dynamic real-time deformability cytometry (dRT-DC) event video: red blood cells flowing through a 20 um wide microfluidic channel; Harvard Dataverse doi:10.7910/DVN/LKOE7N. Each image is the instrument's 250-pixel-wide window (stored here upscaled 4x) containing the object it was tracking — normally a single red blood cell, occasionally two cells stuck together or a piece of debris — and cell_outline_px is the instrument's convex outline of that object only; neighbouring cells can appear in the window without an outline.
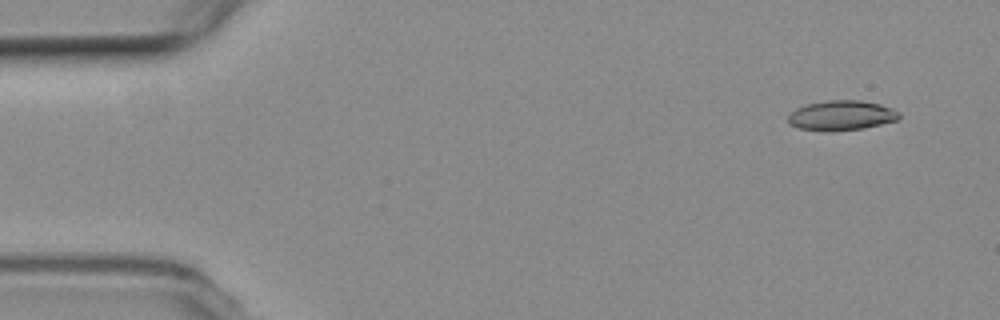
{"species": "common noctule bat (a hibernating species)", "species_latin": "Nyctalus noctula", "temperature_condition": "room temperature", "stored_images_in_passage": 6, "camera_frame_rate_fps": 3000, "um_per_image_px": 0.085, "animal": {"sex": "female", "body_mass_g": 19.3, "forearm_length_mm": 54.1}, "frame": {"image": 1, "passage_image": 1, "time_ms": 0.0, "image_size_px": [1000, 320], "cell_outline_px": [[900, 116], [896, 120], [864, 128], [824, 132], [800, 128], [788, 124], [788, 116], [796, 108], [804, 104], [828, 100], [860, 100], [880, 104], [892, 108], [900, 112]], "centroid_in_image_um": [71.49, 9.81], "position_along_channel_um": 13.5, "area_um2": 19.42}}
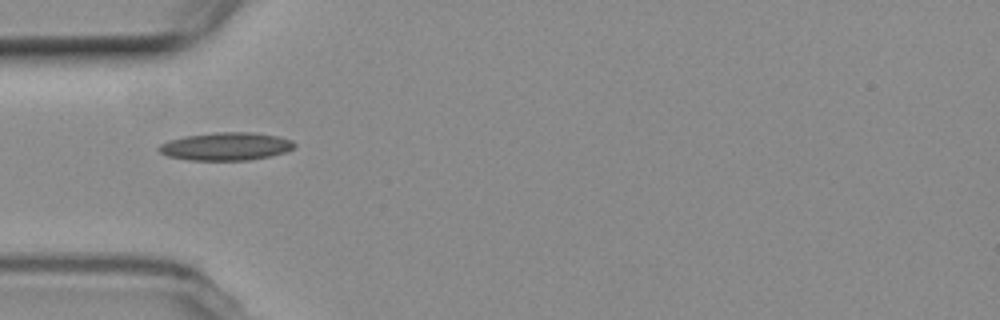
{"frame": {"image": 2, "passage_image": 5, "time_ms": 4.667, "image_size_px": [1000, 320], "cell_outline_px": [[296, 144], [292, 148], [284, 152], [268, 156], [248, 160], [192, 160], [168, 156], [160, 152], [156, 148], [160, 144], [168, 140], [184, 136], [216, 132], [252, 132], [276, 136], [292, 140]], "centroid_in_image_um": [19.16, 12.43], "position_along_channel_um": 65.8, "area_um2": 21.91}}
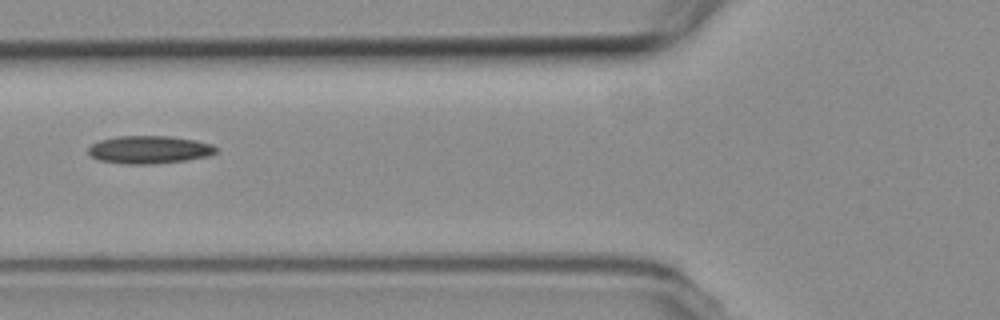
{"frame": {"image": 3, "passage_image": 6, "time_ms": 6.0, "image_size_px": [1000, 320], "cell_outline_px": [[216, 152], [208, 156], [184, 160], [152, 164], [124, 164], [96, 160], [88, 152], [88, 148], [92, 144], [100, 140], [116, 136], [168, 136], [192, 140], [212, 144], [216, 148]], "centroid_in_image_um": [12.63, 12.72], "position_along_channel_um": 113.2, "area_um2": 20.58}}